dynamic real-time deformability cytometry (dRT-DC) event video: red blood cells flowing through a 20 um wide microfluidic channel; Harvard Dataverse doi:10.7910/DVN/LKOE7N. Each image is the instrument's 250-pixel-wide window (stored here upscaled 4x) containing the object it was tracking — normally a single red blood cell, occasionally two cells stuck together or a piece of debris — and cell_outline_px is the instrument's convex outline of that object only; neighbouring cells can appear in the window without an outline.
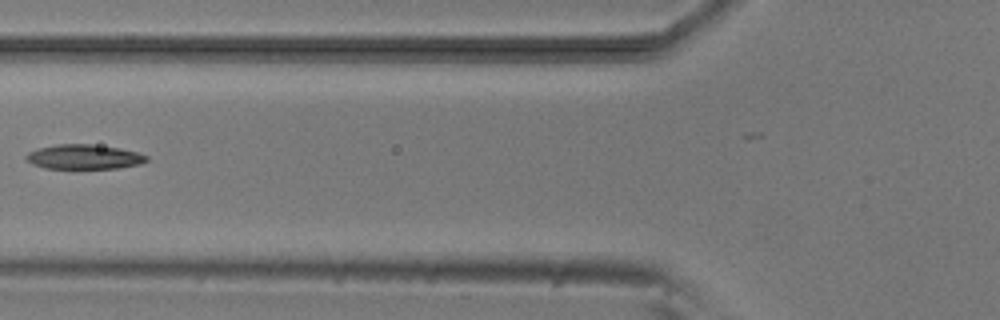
{"species": "common noctule bat (a hibernating species)", "species_latin": "Nyctalus noctula", "temperature_condition": "room temperature", "stored_images_in_passage": 7, "camera_frame_rate_fps": 3000, "um_per_image_px": 0.085, "animal": {"sex": "male", "body_mass_g": 20.5, "forearm_length_mm": 52.5}, "frame": {"image": 1, "passage_image": 6, "time_ms": 6.0, "image_size_px": [1000, 320], "cell_outline_px": [[148, 160], [140, 164], [120, 168], [44, 168], [32, 164], [24, 156], [28, 152], [40, 148], [56, 144], [92, 144], [120, 148], [136, 152], [148, 156]], "centroid_in_image_um": [7.15, 13.33], "position_along_channel_um": 118.7, "area_um2": 17.22}}
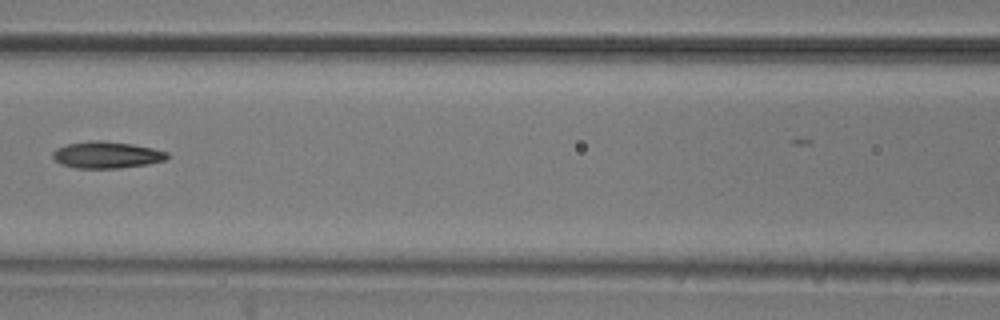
{"frame": {"image": 2, "passage_image": 7, "time_ms": 7.0, "image_size_px": [1000, 320], "cell_outline_px": [[168, 156], [164, 160], [148, 164], [120, 168], [76, 168], [60, 164], [52, 156], [52, 152], [56, 148], [68, 144], [88, 140], [104, 140], [132, 144], [152, 148], [168, 152]], "centroid_in_image_um": [9.04, 13.16], "position_along_channel_um": 157.6, "area_um2": 17.86}}